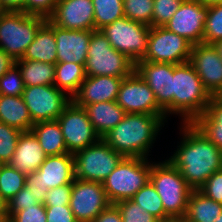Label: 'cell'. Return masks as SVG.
I'll list each match as a JSON object with an SVG mask.
<instances>
[{
    "label": "cell",
    "instance_id": "1",
    "mask_svg": "<svg viewBox=\"0 0 222 222\" xmlns=\"http://www.w3.org/2000/svg\"><path fill=\"white\" fill-rule=\"evenodd\" d=\"M180 126L182 139L167 160L193 190H198L214 172L222 170V151L193 123Z\"/></svg>",
    "mask_w": 222,
    "mask_h": 222
},
{
    "label": "cell",
    "instance_id": "2",
    "mask_svg": "<svg viewBox=\"0 0 222 222\" xmlns=\"http://www.w3.org/2000/svg\"><path fill=\"white\" fill-rule=\"evenodd\" d=\"M165 122V115L126 113L123 120L102 139L124 157L149 158Z\"/></svg>",
    "mask_w": 222,
    "mask_h": 222
},
{
    "label": "cell",
    "instance_id": "3",
    "mask_svg": "<svg viewBox=\"0 0 222 222\" xmlns=\"http://www.w3.org/2000/svg\"><path fill=\"white\" fill-rule=\"evenodd\" d=\"M211 98L189 62L174 65L172 114H179L181 123H193L206 111Z\"/></svg>",
    "mask_w": 222,
    "mask_h": 222
},
{
    "label": "cell",
    "instance_id": "4",
    "mask_svg": "<svg viewBox=\"0 0 222 222\" xmlns=\"http://www.w3.org/2000/svg\"><path fill=\"white\" fill-rule=\"evenodd\" d=\"M150 182L161 197L165 214L171 220L184 218L193 189L179 170L166 159L162 162H153Z\"/></svg>",
    "mask_w": 222,
    "mask_h": 222
},
{
    "label": "cell",
    "instance_id": "5",
    "mask_svg": "<svg viewBox=\"0 0 222 222\" xmlns=\"http://www.w3.org/2000/svg\"><path fill=\"white\" fill-rule=\"evenodd\" d=\"M148 158L124 157L102 182L111 204L131 199L150 181L152 161Z\"/></svg>",
    "mask_w": 222,
    "mask_h": 222
},
{
    "label": "cell",
    "instance_id": "6",
    "mask_svg": "<svg viewBox=\"0 0 222 222\" xmlns=\"http://www.w3.org/2000/svg\"><path fill=\"white\" fill-rule=\"evenodd\" d=\"M134 71L135 63L125 54L113 49L101 30L92 31L85 64L86 76L125 78Z\"/></svg>",
    "mask_w": 222,
    "mask_h": 222
},
{
    "label": "cell",
    "instance_id": "7",
    "mask_svg": "<svg viewBox=\"0 0 222 222\" xmlns=\"http://www.w3.org/2000/svg\"><path fill=\"white\" fill-rule=\"evenodd\" d=\"M46 20L24 12L6 11L0 16V49L15 60L22 58Z\"/></svg>",
    "mask_w": 222,
    "mask_h": 222
},
{
    "label": "cell",
    "instance_id": "8",
    "mask_svg": "<svg viewBox=\"0 0 222 222\" xmlns=\"http://www.w3.org/2000/svg\"><path fill=\"white\" fill-rule=\"evenodd\" d=\"M75 178L82 181L103 182L124 156L112 149L102 138L73 154Z\"/></svg>",
    "mask_w": 222,
    "mask_h": 222
},
{
    "label": "cell",
    "instance_id": "9",
    "mask_svg": "<svg viewBox=\"0 0 222 222\" xmlns=\"http://www.w3.org/2000/svg\"><path fill=\"white\" fill-rule=\"evenodd\" d=\"M100 30L113 49L125 54L135 64L145 56L150 26L123 17Z\"/></svg>",
    "mask_w": 222,
    "mask_h": 222
},
{
    "label": "cell",
    "instance_id": "10",
    "mask_svg": "<svg viewBox=\"0 0 222 222\" xmlns=\"http://www.w3.org/2000/svg\"><path fill=\"white\" fill-rule=\"evenodd\" d=\"M193 44L165 27H150L147 51L141 61L182 64L189 61Z\"/></svg>",
    "mask_w": 222,
    "mask_h": 222
},
{
    "label": "cell",
    "instance_id": "11",
    "mask_svg": "<svg viewBox=\"0 0 222 222\" xmlns=\"http://www.w3.org/2000/svg\"><path fill=\"white\" fill-rule=\"evenodd\" d=\"M57 121L62 129L68 153L74 154L101 139L93 128L86 110L73 101L64 108Z\"/></svg>",
    "mask_w": 222,
    "mask_h": 222
},
{
    "label": "cell",
    "instance_id": "12",
    "mask_svg": "<svg viewBox=\"0 0 222 222\" xmlns=\"http://www.w3.org/2000/svg\"><path fill=\"white\" fill-rule=\"evenodd\" d=\"M33 123L57 120L72 101L55 85L25 87L22 95Z\"/></svg>",
    "mask_w": 222,
    "mask_h": 222
},
{
    "label": "cell",
    "instance_id": "13",
    "mask_svg": "<svg viewBox=\"0 0 222 222\" xmlns=\"http://www.w3.org/2000/svg\"><path fill=\"white\" fill-rule=\"evenodd\" d=\"M115 102L126 113L165 115L153 91L136 71L123 78Z\"/></svg>",
    "mask_w": 222,
    "mask_h": 222
},
{
    "label": "cell",
    "instance_id": "14",
    "mask_svg": "<svg viewBox=\"0 0 222 222\" xmlns=\"http://www.w3.org/2000/svg\"><path fill=\"white\" fill-rule=\"evenodd\" d=\"M110 204L101 182L77 178L72 182L69 206L78 222H92Z\"/></svg>",
    "mask_w": 222,
    "mask_h": 222
},
{
    "label": "cell",
    "instance_id": "15",
    "mask_svg": "<svg viewBox=\"0 0 222 222\" xmlns=\"http://www.w3.org/2000/svg\"><path fill=\"white\" fill-rule=\"evenodd\" d=\"M207 16L208 6L198 0H183L179 9L163 27L195 45L203 43Z\"/></svg>",
    "mask_w": 222,
    "mask_h": 222
},
{
    "label": "cell",
    "instance_id": "16",
    "mask_svg": "<svg viewBox=\"0 0 222 222\" xmlns=\"http://www.w3.org/2000/svg\"><path fill=\"white\" fill-rule=\"evenodd\" d=\"M135 71L153 91L158 106L168 119V115L172 114L174 64L138 61Z\"/></svg>",
    "mask_w": 222,
    "mask_h": 222
},
{
    "label": "cell",
    "instance_id": "17",
    "mask_svg": "<svg viewBox=\"0 0 222 222\" xmlns=\"http://www.w3.org/2000/svg\"><path fill=\"white\" fill-rule=\"evenodd\" d=\"M188 62L209 94L219 96L222 93V59L213 44L193 45Z\"/></svg>",
    "mask_w": 222,
    "mask_h": 222
},
{
    "label": "cell",
    "instance_id": "18",
    "mask_svg": "<svg viewBox=\"0 0 222 222\" xmlns=\"http://www.w3.org/2000/svg\"><path fill=\"white\" fill-rule=\"evenodd\" d=\"M48 20L66 30L94 31L92 0H58Z\"/></svg>",
    "mask_w": 222,
    "mask_h": 222
},
{
    "label": "cell",
    "instance_id": "19",
    "mask_svg": "<svg viewBox=\"0 0 222 222\" xmlns=\"http://www.w3.org/2000/svg\"><path fill=\"white\" fill-rule=\"evenodd\" d=\"M92 31L66 30L54 25L57 63L86 64Z\"/></svg>",
    "mask_w": 222,
    "mask_h": 222
},
{
    "label": "cell",
    "instance_id": "20",
    "mask_svg": "<svg viewBox=\"0 0 222 222\" xmlns=\"http://www.w3.org/2000/svg\"><path fill=\"white\" fill-rule=\"evenodd\" d=\"M123 78L114 76H86L72 101L79 107L115 101Z\"/></svg>",
    "mask_w": 222,
    "mask_h": 222
},
{
    "label": "cell",
    "instance_id": "21",
    "mask_svg": "<svg viewBox=\"0 0 222 222\" xmlns=\"http://www.w3.org/2000/svg\"><path fill=\"white\" fill-rule=\"evenodd\" d=\"M32 174L40 178L41 184L49 190L72 184L75 179L74 156L71 153L47 156L40 168Z\"/></svg>",
    "mask_w": 222,
    "mask_h": 222
},
{
    "label": "cell",
    "instance_id": "22",
    "mask_svg": "<svg viewBox=\"0 0 222 222\" xmlns=\"http://www.w3.org/2000/svg\"><path fill=\"white\" fill-rule=\"evenodd\" d=\"M46 157L37 137L32 131H27L19 135L14 155L8 164L27 176L37 171Z\"/></svg>",
    "mask_w": 222,
    "mask_h": 222
},
{
    "label": "cell",
    "instance_id": "23",
    "mask_svg": "<svg viewBox=\"0 0 222 222\" xmlns=\"http://www.w3.org/2000/svg\"><path fill=\"white\" fill-rule=\"evenodd\" d=\"M21 59L50 64L57 63L54 24L48 19L40 26L34 41L27 47Z\"/></svg>",
    "mask_w": 222,
    "mask_h": 222
},
{
    "label": "cell",
    "instance_id": "24",
    "mask_svg": "<svg viewBox=\"0 0 222 222\" xmlns=\"http://www.w3.org/2000/svg\"><path fill=\"white\" fill-rule=\"evenodd\" d=\"M84 109L93 128L101 138L117 126L126 114L115 101L89 104Z\"/></svg>",
    "mask_w": 222,
    "mask_h": 222
},
{
    "label": "cell",
    "instance_id": "25",
    "mask_svg": "<svg viewBox=\"0 0 222 222\" xmlns=\"http://www.w3.org/2000/svg\"><path fill=\"white\" fill-rule=\"evenodd\" d=\"M0 122L21 132L31 131L34 125L22 96L0 95Z\"/></svg>",
    "mask_w": 222,
    "mask_h": 222
},
{
    "label": "cell",
    "instance_id": "26",
    "mask_svg": "<svg viewBox=\"0 0 222 222\" xmlns=\"http://www.w3.org/2000/svg\"><path fill=\"white\" fill-rule=\"evenodd\" d=\"M193 124L222 151V98L212 96L206 111Z\"/></svg>",
    "mask_w": 222,
    "mask_h": 222
},
{
    "label": "cell",
    "instance_id": "27",
    "mask_svg": "<svg viewBox=\"0 0 222 222\" xmlns=\"http://www.w3.org/2000/svg\"><path fill=\"white\" fill-rule=\"evenodd\" d=\"M31 131L37 137L46 156L68 153L62 129L57 120L37 122L32 126Z\"/></svg>",
    "mask_w": 222,
    "mask_h": 222
},
{
    "label": "cell",
    "instance_id": "28",
    "mask_svg": "<svg viewBox=\"0 0 222 222\" xmlns=\"http://www.w3.org/2000/svg\"><path fill=\"white\" fill-rule=\"evenodd\" d=\"M222 213V203L193 190L189 196L184 219L188 222H214Z\"/></svg>",
    "mask_w": 222,
    "mask_h": 222
},
{
    "label": "cell",
    "instance_id": "29",
    "mask_svg": "<svg viewBox=\"0 0 222 222\" xmlns=\"http://www.w3.org/2000/svg\"><path fill=\"white\" fill-rule=\"evenodd\" d=\"M16 65L21 71L25 87L54 85L56 72L55 64L20 58L16 60Z\"/></svg>",
    "mask_w": 222,
    "mask_h": 222
},
{
    "label": "cell",
    "instance_id": "30",
    "mask_svg": "<svg viewBox=\"0 0 222 222\" xmlns=\"http://www.w3.org/2000/svg\"><path fill=\"white\" fill-rule=\"evenodd\" d=\"M55 68L54 85L72 98L86 78L85 66L64 62L56 63Z\"/></svg>",
    "mask_w": 222,
    "mask_h": 222
},
{
    "label": "cell",
    "instance_id": "31",
    "mask_svg": "<svg viewBox=\"0 0 222 222\" xmlns=\"http://www.w3.org/2000/svg\"><path fill=\"white\" fill-rule=\"evenodd\" d=\"M131 200L141 206L142 209H146L148 213L156 217L160 222L171 220L165 214L161 197L150 181L135 193Z\"/></svg>",
    "mask_w": 222,
    "mask_h": 222
},
{
    "label": "cell",
    "instance_id": "32",
    "mask_svg": "<svg viewBox=\"0 0 222 222\" xmlns=\"http://www.w3.org/2000/svg\"><path fill=\"white\" fill-rule=\"evenodd\" d=\"M92 3L95 30L124 17L123 0H92Z\"/></svg>",
    "mask_w": 222,
    "mask_h": 222
},
{
    "label": "cell",
    "instance_id": "33",
    "mask_svg": "<svg viewBox=\"0 0 222 222\" xmlns=\"http://www.w3.org/2000/svg\"><path fill=\"white\" fill-rule=\"evenodd\" d=\"M26 177L9 164H4L0 171V196L10 201L26 185Z\"/></svg>",
    "mask_w": 222,
    "mask_h": 222
},
{
    "label": "cell",
    "instance_id": "34",
    "mask_svg": "<svg viewBox=\"0 0 222 222\" xmlns=\"http://www.w3.org/2000/svg\"><path fill=\"white\" fill-rule=\"evenodd\" d=\"M154 0H123L124 17L152 27Z\"/></svg>",
    "mask_w": 222,
    "mask_h": 222
},
{
    "label": "cell",
    "instance_id": "35",
    "mask_svg": "<svg viewBox=\"0 0 222 222\" xmlns=\"http://www.w3.org/2000/svg\"><path fill=\"white\" fill-rule=\"evenodd\" d=\"M219 40H222V3L208 6L203 35V43L205 44H214Z\"/></svg>",
    "mask_w": 222,
    "mask_h": 222
},
{
    "label": "cell",
    "instance_id": "36",
    "mask_svg": "<svg viewBox=\"0 0 222 222\" xmlns=\"http://www.w3.org/2000/svg\"><path fill=\"white\" fill-rule=\"evenodd\" d=\"M22 132L0 122V161L8 164L14 155L19 135Z\"/></svg>",
    "mask_w": 222,
    "mask_h": 222
},
{
    "label": "cell",
    "instance_id": "37",
    "mask_svg": "<svg viewBox=\"0 0 222 222\" xmlns=\"http://www.w3.org/2000/svg\"><path fill=\"white\" fill-rule=\"evenodd\" d=\"M115 205L121 213L123 222H160L131 199L116 202Z\"/></svg>",
    "mask_w": 222,
    "mask_h": 222
},
{
    "label": "cell",
    "instance_id": "38",
    "mask_svg": "<svg viewBox=\"0 0 222 222\" xmlns=\"http://www.w3.org/2000/svg\"><path fill=\"white\" fill-rule=\"evenodd\" d=\"M25 88L21 71L14 65L0 78V95L22 96Z\"/></svg>",
    "mask_w": 222,
    "mask_h": 222
},
{
    "label": "cell",
    "instance_id": "39",
    "mask_svg": "<svg viewBox=\"0 0 222 222\" xmlns=\"http://www.w3.org/2000/svg\"><path fill=\"white\" fill-rule=\"evenodd\" d=\"M183 0H154L152 27H163L179 9Z\"/></svg>",
    "mask_w": 222,
    "mask_h": 222
},
{
    "label": "cell",
    "instance_id": "40",
    "mask_svg": "<svg viewBox=\"0 0 222 222\" xmlns=\"http://www.w3.org/2000/svg\"><path fill=\"white\" fill-rule=\"evenodd\" d=\"M45 205L35 204L10 216V222H47Z\"/></svg>",
    "mask_w": 222,
    "mask_h": 222
},
{
    "label": "cell",
    "instance_id": "41",
    "mask_svg": "<svg viewBox=\"0 0 222 222\" xmlns=\"http://www.w3.org/2000/svg\"><path fill=\"white\" fill-rule=\"evenodd\" d=\"M41 204L37 197L32 193V190L25 185L10 201H8L9 216L24 208Z\"/></svg>",
    "mask_w": 222,
    "mask_h": 222
},
{
    "label": "cell",
    "instance_id": "42",
    "mask_svg": "<svg viewBox=\"0 0 222 222\" xmlns=\"http://www.w3.org/2000/svg\"><path fill=\"white\" fill-rule=\"evenodd\" d=\"M58 0H25L23 12L28 15H37L48 19Z\"/></svg>",
    "mask_w": 222,
    "mask_h": 222
},
{
    "label": "cell",
    "instance_id": "43",
    "mask_svg": "<svg viewBox=\"0 0 222 222\" xmlns=\"http://www.w3.org/2000/svg\"><path fill=\"white\" fill-rule=\"evenodd\" d=\"M198 190L214 201L222 203V170L214 172Z\"/></svg>",
    "mask_w": 222,
    "mask_h": 222
},
{
    "label": "cell",
    "instance_id": "44",
    "mask_svg": "<svg viewBox=\"0 0 222 222\" xmlns=\"http://www.w3.org/2000/svg\"><path fill=\"white\" fill-rule=\"evenodd\" d=\"M72 184L61 185L50 189L47 192L45 206H64L69 205L71 198Z\"/></svg>",
    "mask_w": 222,
    "mask_h": 222
},
{
    "label": "cell",
    "instance_id": "45",
    "mask_svg": "<svg viewBox=\"0 0 222 222\" xmlns=\"http://www.w3.org/2000/svg\"><path fill=\"white\" fill-rule=\"evenodd\" d=\"M47 222H78L69 205L45 206Z\"/></svg>",
    "mask_w": 222,
    "mask_h": 222
},
{
    "label": "cell",
    "instance_id": "46",
    "mask_svg": "<svg viewBox=\"0 0 222 222\" xmlns=\"http://www.w3.org/2000/svg\"><path fill=\"white\" fill-rule=\"evenodd\" d=\"M26 185L32 190V193L37 197L40 203L45 201L49 189L41 184L40 178H36L33 174L27 175Z\"/></svg>",
    "mask_w": 222,
    "mask_h": 222
},
{
    "label": "cell",
    "instance_id": "47",
    "mask_svg": "<svg viewBox=\"0 0 222 222\" xmlns=\"http://www.w3.org/2000/svg\"><path fill=\"white\" fill-rule=\"evenodd\" d=\"M92 222H123L121 213L115 204L103 209Z\"/></svg>",
    "mask_w": 222,
    "mask_h": 222
},
{
    "label": "cell",
    "instance_id": "48",
    "mask_svg": "<svg viewBox=\"0 0 222 222\" xmlns=\"http://www.w3.org/2000/svg\"><path fill=\"white\" fill-rule=\"evenodd\" d=\"M14 65H16V60L0 49V78Z\"/></svg>",
    "mask_w": 222,
    "mask_h": 222
},
{
    "label": "cell",
    "instance_id": "49",
    "mask_svg": "<svg viewBox=\"0 0 222 222\" xmlns=\"http://www.w3.org/2000/svg\"><path fill=\"white\" fill-rule=\"evenodd\" d=\"M6 11L23 12L25 0H0Z\"/></svg>",
    "mask_w": 222,
    "mask_h": 222
},
{
    "label": "cell",
    "instance_id": "50",
    "mask_svg": "<svg viewBox=\"0 0 222 222\" xmlns=\"http://www.w3.org/2000/svg\"><path fill=\"white\" fill-rule=\"evenodd\" d=\"M0 219H7L10 220L9 212H8V202L5 201L0 196Z\"/></svg>",
    "mask_w": 222,
    "mask_h": 222
},
{
    "label": "cell",
    "instance_id": "51",
    "mask_svg": "<svg viewBox=\"0 0 222 222\" xmlns=\"http://www.w3.org/2000/svg\"><path fill=\"white\" fill-rule=\"evenodd\" d=\"M198 1L201 2L205 6H211L214 4H221L222 3V0H198Z\"/></svg>",
    "mask_w": 222,
    "mask_h": 222
},
{
    "label": "cell",
    "instance_id": "52",
    "mask_svg": "<svg viewBox=\"0 0 222 222\" xmlns=\"http://www.w3.org/2000/svg\"><path fill=\"white\" fill-rule=\"evenodd\" d=\"M213 46L216 48L220 58L222 59V40L216 41Z\"/></svg>",
    "mask_w": 222,
    "mask_h": 222
},
{
    "label": "cell",
    "instance_id": "53",
    "mask_svg": "<svg viewBox=\"0 0 222 222\" xmlns=\"http://www.w3.org/2000/svg\"><path fill=\"white\" fill-rule=\"evenodd\" d=\"M6 12V10L3 8L1 1H0V16L3 15Z\"/></svg>",
    "mask_w": 222,
    "mask_h": 222
},
{
    "label": "cell",
    "instance_id": "54",
    "mask_svg": "<svg viewBox=\"0 0 222 222\" xmlns=\"http://www.w3.org/2000/svg\"><path fill=\"white\" fill-rule=\"evenodd\" d=\"M214 222H222V213L218 216V218Z\"/></svg>",
    "mask_w": 222,
    "mask_h": 222
},
{
    "label": "cell",
    "instance_id": "55",
    "mask_svg": "<svg viewBox=\"0 0 222 222\" xmlns=\"http://www.w3.org/2000/svg\"><path fill=\"white\" fill-rule=\"evenodd\" d=\"M178 222H188L184 218L178 219Z\"/></svg>",
    "mask_w": 222,
    "mask_h": 222
},
{
    "label": "cell",
    "instance_id": "56",
    "mask_svg": "<svg viewBox=\"0 0 222 222\" xmlns=\"http://www.w3.org/2000/svg\"><path fill=\"white\" fill-rule=\"evenodd\" d=\"M164 222H178V219H175V220H169V221H164Z\"/></svg>",
    "mask_w": 222,
    "mask_h": 222
},
{
    "label": "cell",
    "instance_id": "57",
    "mask_svg": "<svg viewBox=\"0 0 222 222\" xmlns=\"http://www.w3.org/2000/svg\"><path fill=\"white\" fill-rule=\"evenodd\" d=\"M3 165H4V163H2V162L0 161V171H1L2 167H3Z\"/></svg>",
    "mask_w": 222,
    "mask_h": 222
},
{
    "label": "cell",
    "instance_id": "58",
    "mask_svg": "<svg viewBox=\"0 0 222 222\" xmlns=\"http://www.w3.org/2000/svg\"><path fill=\"white\" fill-rule=\"evenodd\" d=\"M0 222H8L7 219H0Z\"/></svg>",
    "mask_w": 222,
    "mask_h": 222
}]
</instances>
